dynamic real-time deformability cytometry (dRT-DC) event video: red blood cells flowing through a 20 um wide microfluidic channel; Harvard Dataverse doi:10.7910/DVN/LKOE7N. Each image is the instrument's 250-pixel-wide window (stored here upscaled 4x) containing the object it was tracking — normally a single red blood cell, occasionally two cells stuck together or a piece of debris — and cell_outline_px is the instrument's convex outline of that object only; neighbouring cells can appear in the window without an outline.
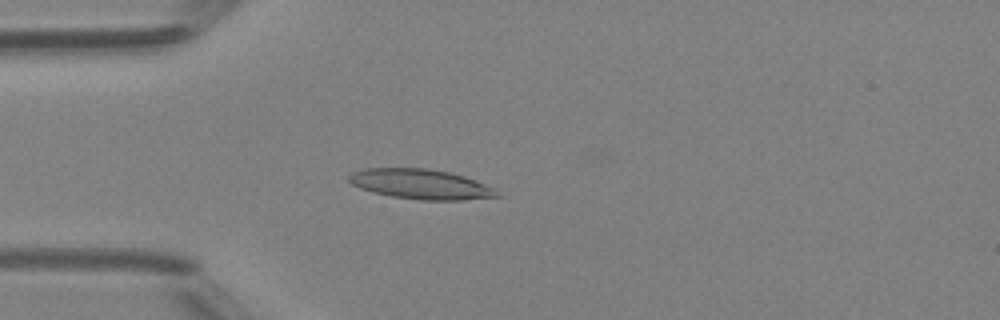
{"species": "Egyptian fruit bat (a non-hibernating species)", "species_latin": "Rousettus aegyptiacus", "temperature_condition": "room temperature", "stored_images_in_passage": 48, "camera_frame_rate_fps": 3000, "um_per_image_px": 0.085, "animal": {"sex": "female"}, "frame": {"image": 1, "passage_image": 13, "time_ms": 4.0, "image_size_px": [1000, 320], "cell_outline_px": [[500, 196], [460, 200], [424, 200], [392, 196], [372, 192], [360, 188], [352, 184], [348, 180], [348, 176], [352, 172], [364, 168], [428, 168], [448, 172], [464, 176], [496, 188]], "centroid_in_image_um": [35.75, 15.65], "position_along_channel_um": 49.2, "area_um2": 25.78}}
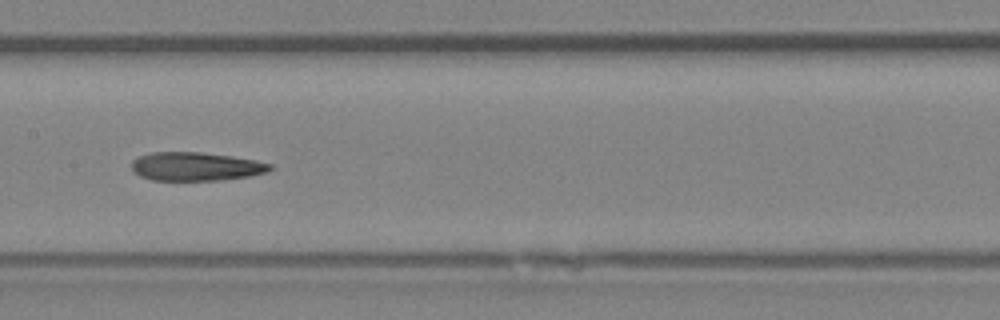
{"frame": {"image": 2, "passage_image": 24, "time_ms": 7.667, "image_size_px": [1000, 320], "cell_outline_px": [[276, 168], [268, 172], [248, 176], [220, 180], [152, 180], [140, 176], [132, 172], [132, 160], [140, 156], [152, 152], [200, 152], [232, 156], [256, 160], [272, 164]], "centroid_in_image_um": [16.67, 14.15], "position_along_channel_um": 190.7, "area_um2": 23.18}}
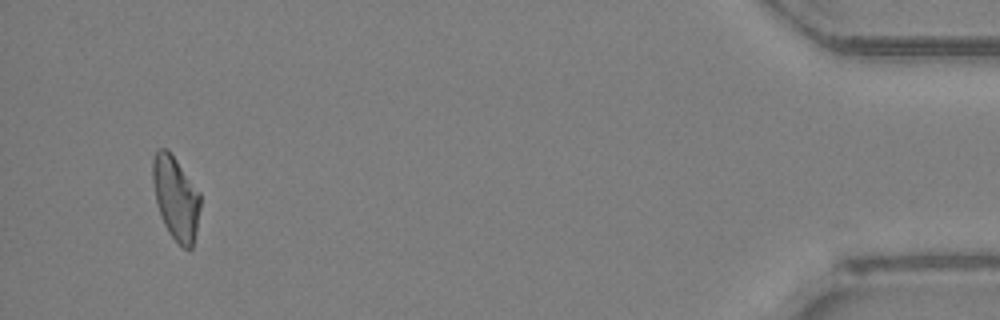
{"frame": {"image": 3, "passage_image": 46, "time_ms": 15.0, "image_size_px": [1000, 320], "cell_outline_px": [[200, 208], [196, 232], [192, 248], [184, 248], [168, 232], [160, 216], [156, 204], [152, 180], [152, 160], [156, 148], [168, 148], [200, 192]], "centroid_in_image_um": [14.92, 16.78], "position_along_channel_um": 420.3, "area_um2": 23.35}, "authors_computed_cell_mechanics": {"area_um2": 23.7847, "velocity_mm_per_s": 4.2155, "shape_relaxation_time_tau1_ms": null, "shape_relaxation_time_tau2_ms": 5.0449, "deformation_change_tau1": null, "deformation_change_tau2": 0.1449}}